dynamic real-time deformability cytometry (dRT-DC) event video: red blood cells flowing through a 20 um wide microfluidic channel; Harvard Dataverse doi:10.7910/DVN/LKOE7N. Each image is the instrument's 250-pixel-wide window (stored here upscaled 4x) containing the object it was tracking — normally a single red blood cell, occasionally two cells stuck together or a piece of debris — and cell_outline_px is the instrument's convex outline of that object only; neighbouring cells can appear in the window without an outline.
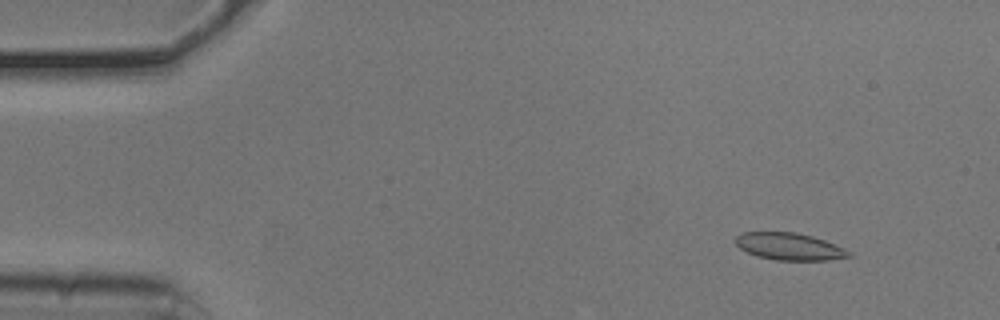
{"species": "common noctule bat (a hibernating species)", "species_latin": "Nyctalus noctula", "temperature_condition": "cold", "stored_images_in_passage": 37, "camera_frame_rate_fps": 3000, "um_per_image_px": 0.085, "animal": {"sex": "male", "body_mass_g": 20.5, "forearm_length_mm": 52.5}, "frame": {"image": 1, "passage_image": 6, "time_ms": 1.667, "image_size_px": [1000, 320], "cell_outline_px": [[852, 256], [828, 260], [776, 260], [756, 256], [740, 248], [736, 244], [736, 236], [740, 232], [796, 232], [812, 236], [824, 240], [844, 248], [852, 252]], "centroid_in_image_um": [67.1, 20.95], "position_along_channel_um": 17.9, "area_um2": 17.92}}
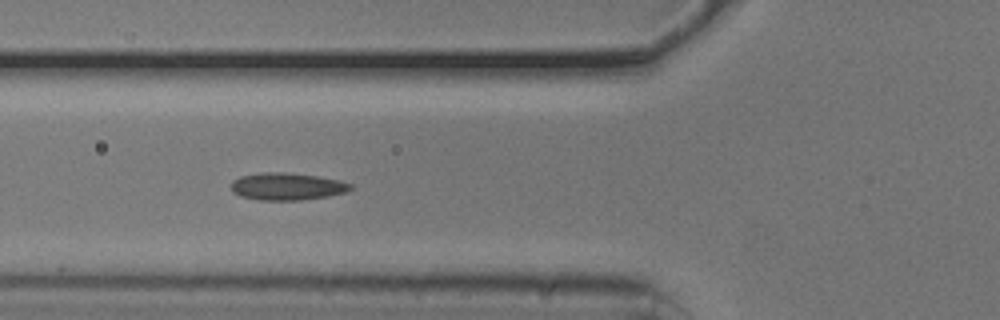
{"frame": {"image": 2, "passage_image": 20, "time_ms": 6.333, "image_size_px": [1000, 320], "cell_outline_px": [[356, 188], [348, 192], [328, 196], [300, 200], [256, 200], [240, 196], [232, 192], [232, 180], [240, 176], [260, 172], [284, 172], [316, 176], [340, 180], [352, 184]], "centroid_in_image_um": [24.42, 15.85], "position_along_channel_um": 101.4, "area_um2": 19.25}}
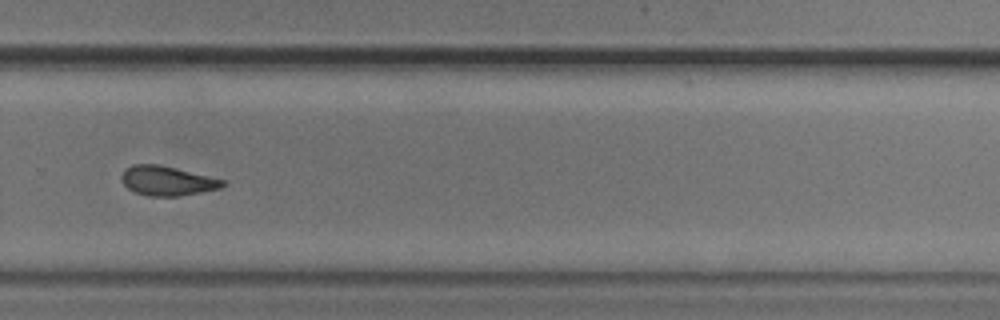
{"frame": {"image": 3, "passage_image": 37, "time_ms": 12.0, "image_size_px": [1000, 320], "cell_outline_px": [[228, 184], [220, 188], [200, 192], [176, 196], [148, 196], [136, 192], [128, 188], [120, 180], [120, 176], [124, 168], [132, 164], [160, 164], [224, 180]], "centroid_in_image_um": [14.17, 15.35], "position_along_channel_um": 315.6, "area_um2": 17.4}}